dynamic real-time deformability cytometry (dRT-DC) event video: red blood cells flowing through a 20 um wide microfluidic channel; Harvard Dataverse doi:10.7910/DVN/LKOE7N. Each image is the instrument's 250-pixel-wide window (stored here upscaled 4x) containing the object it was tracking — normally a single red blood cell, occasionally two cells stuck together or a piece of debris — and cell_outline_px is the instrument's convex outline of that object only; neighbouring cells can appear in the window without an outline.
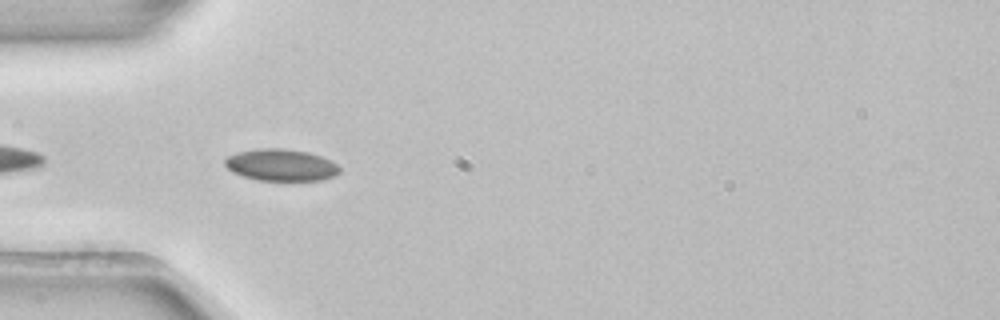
{"species": "common noctule bat (a hibernating species)", "species_latin": "Nyctalus noctula", "temperature_condition": "room temperature", "stored_images_in_passage": 6, "camera_frame_rate_fps": 3000, "um_per_image_px": 0.085, "animal": {"sex": "female", "body_mass_g": 22.7, "forearm_length_mm": 54.2}, "frame": {"image": 1, "passage_image": 5, "time_ms": 1.333, "image_size_px": [1000, 320], "cell_outline_px": [[340, 172], [336, 176], [320, 180], [256, 180], [232, 172], [224, 164], [224, 160], [228, 156], [236, 152], [256, 148], [280, 148], [308, 152], [332, 160], [340, 168]], "centroid_in_image_um": [23.88, 14.02], "position_along_channel_um": 61.1, "area_um2": 21.39}}